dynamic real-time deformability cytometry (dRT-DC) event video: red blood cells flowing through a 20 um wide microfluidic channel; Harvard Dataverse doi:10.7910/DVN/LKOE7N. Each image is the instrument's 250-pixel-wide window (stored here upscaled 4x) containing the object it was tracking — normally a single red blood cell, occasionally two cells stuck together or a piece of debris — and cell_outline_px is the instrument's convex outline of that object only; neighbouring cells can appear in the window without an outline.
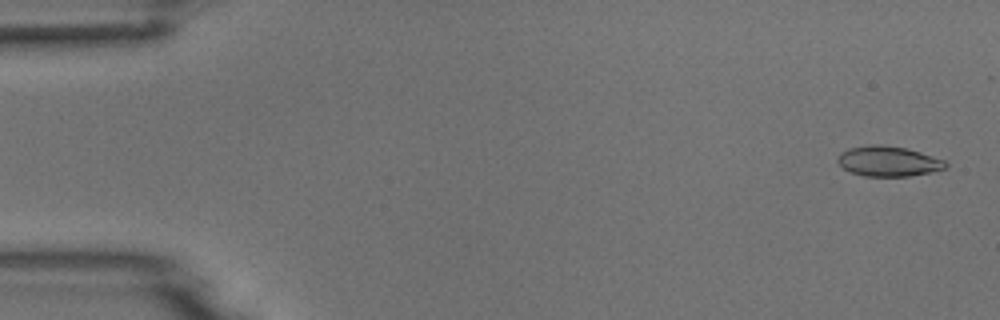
{"species": "common noctule bat (a hibernating species)", "species_latin": "Nyctalus noctula", "temperature_condition": "room temperature", "stored_images_in_passage": 4, "camera_frame_rate_fps": 3000, "um_per_image_px": 0.085, "animal": {"sex": "male", "body_mass_g": 18.8}, "frame": {"image": 1, "passage_image": 1, "time_ms": 0.0, "image_size_px": [1000, 320], "cell_outline_px": [[948, 168], [932, 172], [908, 176], [864, 176], [852, 172], [844, 168], [836, 160], [840, 152], [848, 148], [876, 144], [880, 144], [904, 148], [920, 152], [944, 160], [948, 164]], "centroid_in_image_um": [75.52, 13.71], "position_along_channel_um": 9.5, "area_um2": 18.9}}
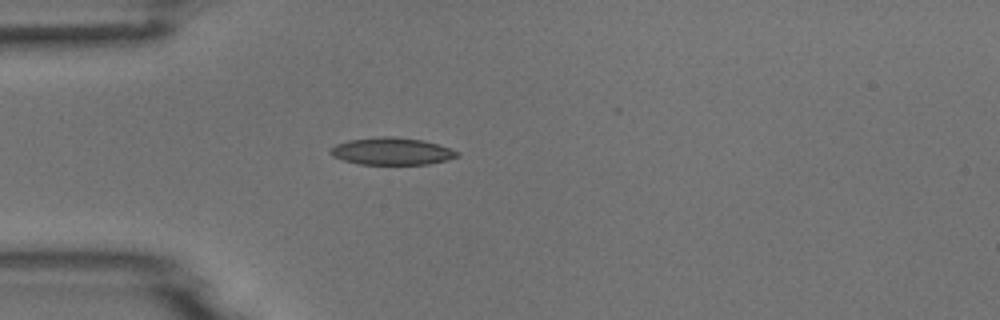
{"frame": {"image": 2, "passage_image": 4, "time_ms": 4.333, "image_size_px": [1000, 320], "cell_outline_px": [[460, 156], [448, 160], [428, 164], [360, 164], [344, 160], [332, 156], [328, 152], [336, 144], [348, 140], [380, 136], [392, 136], [420, 140], [436, 144], [460, 152]], "centroid_in_image_um": [33.29, 12.86], "position_along_channel_um": 51.7, "area_um2": 20.0}}